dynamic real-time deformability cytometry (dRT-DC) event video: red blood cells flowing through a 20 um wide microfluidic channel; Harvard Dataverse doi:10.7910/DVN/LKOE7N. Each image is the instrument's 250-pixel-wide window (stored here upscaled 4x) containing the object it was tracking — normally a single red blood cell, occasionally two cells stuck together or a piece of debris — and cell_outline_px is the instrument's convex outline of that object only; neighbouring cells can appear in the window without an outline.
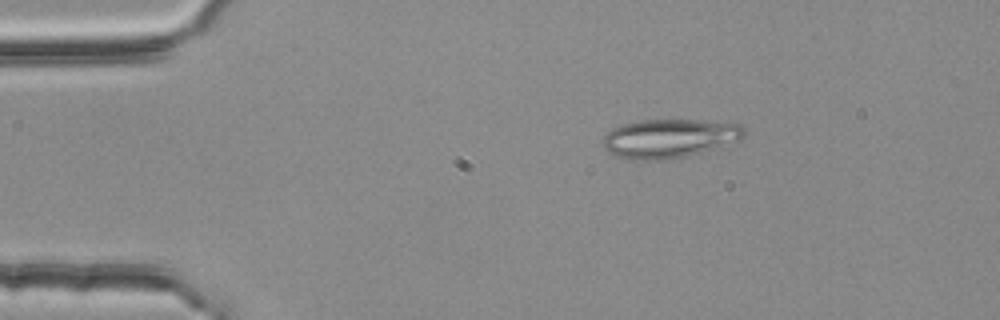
{"species": "common noctule bat (a hibernating species)", "species_latin": "Nyctalus noctula", "temperature_condition": "room temperature", "stored_images_in_passage": 2, "camera_frame_rate_fps": 3000, "um_per_image_px": 0.085, "animal": {"sex": "female", "body_mass_g": 25.1}, "frame": {"image": 1, "passage_image": 2, "time_ms": 0.333, "image_size_px": [1000, 320], "cell_outline_px": [[744, 136], [740, 140], [700, 152], [684, 156], [664, 160], [628, 160], [608, 152], [604, 148], [604, 136], [612, 128], [620, 124], [640, 120], [696, 120], [740, 124], [744, 128]], "centroid_in_image_um": [56.85, 11.76], "position_along_channel_um": 28.2, "area_um2": 31.79}}